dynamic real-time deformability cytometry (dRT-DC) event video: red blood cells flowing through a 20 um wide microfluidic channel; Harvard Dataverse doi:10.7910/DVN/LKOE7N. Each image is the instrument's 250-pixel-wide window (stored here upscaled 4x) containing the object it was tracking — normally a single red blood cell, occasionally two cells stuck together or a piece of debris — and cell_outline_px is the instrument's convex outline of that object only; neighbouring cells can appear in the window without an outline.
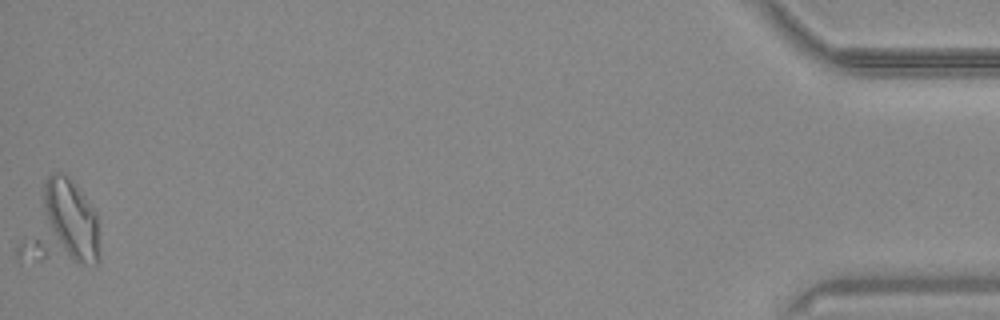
{"species": "common noctule bat (a hibernating species)", "species_latin": "Nyctalus noctula", "temperature_condition": "warm", "stored_images_in_passage": 40, "camera_frame_rate_fps": 3000, "um_per_image_px": 0.085, "animal": {"sex": "male", "body_mass_g": 20.4}, "frame": {"image": 1, "passage_image": 40, "time_ms": 13.0, "image_size_px": [1000, 320], "cell_outline_px": [[100, 260], [96, 264], [84, 264], [36, 260], [36, 240], [44, 184], [48, 176], [52, 172], [64, 172], [68, 176], [84, 196], [96, 212], [100, 256]], "centroid_in_image_um": [5.65, 19.05], "position_along_channel_um": 429.5, "area_um2": 32.95}}